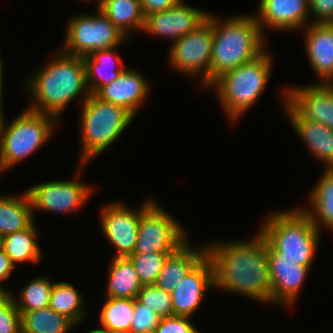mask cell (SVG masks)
I'll return each instance as SVG.
<instances>
[{"label":"cell","instance_id":"6da1fadb","mask_svg":"<svg viewBox=\"0 0 333 333\" xmlns=\"http://www.w3.org/2000/svg\"><path fill=\"white\" fill-rule=\"evenodd\" d=\"M205 246L214 268L215 289L271 303L268 245L260 233L245 242L214 241Z\"/></svg>","mask_w":333,"mask_h":333},{"label":"cell","instance_id":"7a4b0ae2","mask_svg":"<svg viewBox=\"0 0 333 333\" xmlns=\"http://www.w3.org/2000/svg\"><path fill=\"white\" fill-rule=\"evenodd\" d=\"M47 62L27 81V89L34 101L27 109L58 120L60 113L75 97L82 94L84 102L91 95L86 66L83 57L69 55L62 50Z\"/></svg>","mask_w":333,"mask_h":333},{"label":"cell","instance_id":"3957f363","mask_svg":"<svg viewBox=\"0 0 333 333\" xmlns=\"http://www.w3.org/2000/svg\"><path fill=\"white\" fill-rule=\"evenodd\" d=\"M219 19L212 15L210 84L223 73L253 61L266 51L265 35L254 14Z\"/></svg>","mask_w":333,"mask_h":333},{"label":"cell","instance_id":"277c9868","mask_svg":"<svg viewBox=\"0 0 333 333\" xmlns=\"http://www.w3.org/2000/svg\"><path fill=\"white\" fill-rule=\"evenodd\" d=\"M259 233L279 259L312 266L320 231L301 208L269 214Z\"/></svg>","mask_w":333,"mask_h":333},{"label":"cell","instance_id":"5b68a950","mask_svg":"<svg viewBox=\"0 0 333 333\" xmlns=\"http://www.w3.org/2000/svg\"><path fill=\"white\" fill-rule=\"evenodd\" d=\"M272 63V54L266 50L253 61L223 73L208 86L215 88L231 122L237 121L259 100L269 80Z\"/></svg>","mask_w":333,"mask_h":333},{"label":"cell","instance_id":"8992f818","mask_svg":"<svg viewBox=\"0 0 333 333\" xmlns=\"http://www.w3.org/2000/svg\"><path fill=\"white\" fill-rule=\"evenodd\" d=\"M82 103L79 163L87 165L123 134L134 116L124 107L103 101L95 94Z\"/></svg>","mask_w":333,"mask_h":333},{"label":"cell","instance_id":"52a82bcc","mask_svg":"<svg viewBox=\"0 0 333 333\" xmlns=\"http://www.w3.org/2000/svg\"><path fill=\"white\" fill-rule=\"evenodd\" d=\"M0 116V172L23 161L48 141L58 121L54 116L25 109L6 125ZM6 125V126H5Z\"/></svg>","mask_w":333,"mask_h":333},{"label":"cell","instance_id":"ba28073f","mask_svg":"<svg viewBox=\"0 0 333 333\" xmlns=\"http://www.w3.org/2000/svg\"><path fill=\"white\" fill-rule=\"evenodd\" d=\"M97 11V14H79L71 18L65 32V46L62 50L64 53L84 57L96 50L113 48L132 40L100 9Z\"/></svg>","mask_w":333,"mask_h":333},{"label":"cell","instance_id":"9c48e42d","mask_svg":"<svg viewBox=\"0 0 333 333\" xmlns=\"http://www.w3.org/2000/svg\"><path fill=\"white\" fill-rule=\"evenodd\" d=\"M212 14L188 34L172 42L169 52V65L186 76L199 74L203 89L210 85V60L212 55Z\"/></svg>","mask_w":333,"mask_h":333},{"label":"cell","instance_id":"30bf717a","mask_svg":"<svg viewBox=\"0 0 333 333\" xmlns=\"http://www.w3.org/2000/svg\"><path fill=\"white\" fill-rule=\"evenodd\" d=\"M187 238L180 223L154 201L141 215L132 254L172 253Z\"/></svg>","mask_w":333,"mask_h":333},{"label":"cell","instance_id":"8fae6325","mask_svg":"<svg viewBox=\"0 0 333 333\" xmlns=\"http://www.w3.org/2000/svg\"><path fill=\"white\" fill-rule=\"evenodd\" d=\"M84 166L86 164H79L73 180L42 182L27 189L33 214L36 209L65 214L82 209V205H85L93 192L92 187L79 180V174L84 170Z\"/></svg>","mask_w":333,"mask_h":333},{"label":"cell","instance_id":"7c38bea8","mask_svg":"<svg viewBox=\"0 0 333 333\" xmlns=\"http://www.w3.org/2000/svg\"><path fill=\"white\" fill-rule=\"evenodd\" d=\"M154 202L147 199L140 208L130 209L120 202L109 203L100 210L101 229L117 249L115 257L132 255L142 213Z\"/></svg>","mask_w":333,"mask_h":333},{"label":"cell","instance_id":"4fadbf2b","mask_svg":"<svg viewBox=\"0 0 333 333\" xmlns=\"http://www.w3.org/2000/svg\"><path fill=\"white\" fill-rule=\"evenodd\" d=\"M285 103L300 117L333 130V85L314 83L285 88Z\"/></svg>","mask_w":333,"mask_h":333},{"label":"cell","instance_id":"5bb4252c","mask_svg":"<svg viewBox=\"0 0 333 333\" xmlns=\"http://www.w3.org/2000/svg\"><path fill=\"white\" fill-rule=\"evenodd\" d=\"M181 0L170 9L145 15L144 33L171 38L172 42L196 29L209 13L189 6Z\"/></svg>","mask_w":333,"mask_h":333},{"label":"cell","instance_id":"9a60e30c","mask_svg":"<svg viewBox=\"0 0 333 333\" xmlns=\"http://www.w3.org/2000/svg\"><path fill=\"white\" fill-rule=\"evenodd\" d=\"M210 288H214V268L205 255L170 293L173 314L191 317L204 302L203 298Z\"/></svg>","mask_w":333,"mask_h":333},{"label":"cell","instance_id":"2e32d148","mask_svg":"<svg viewBox=\"0 0 333 333\" xmlns=\"http://www.w3.org/2000/svg\"><path fill=\"white\" fill-rule=\"evenodd\" d=\"M268 265L271 283V304L291 306L298 298L311 267L289 259H279L268 248Z\"/></svg>","mask_w":333,"mask_h":333},{"label":"cell","instance_id":"e0dca14e","mask_svg":"<svg viewBox=\"0 0 333 333\" xmlns=\"http://www.w3.org/2000/svg\"><path fill=\"white\" fill-rule=\"evenodd\" d=\"M257 22L261 30H299L310 24L309 0H259ZM306 25V26H305Z\"/></svg>","mask_w":333,"mask_h":333},{"label":"cell","instance_id":"ac0fdd59","mask_svg":"<svg viewBox=\"0 0 333 333\" xmlns=\"http://www.w3.org/2000/svg\"><path fill=\"white\" fill-rule=\"evenodd\" d=\"M148 84L139 71L126 68L116 80L103 86L95 95L103 101L124 107L135 117L150 91Z\"/></svg>","mask_w":333,"mask_h":333},{"label":"cell","instance_id":"d6986e66","mask_svg":"<svg viewBox=\"0 0 333 333\" xmlns=\"http://www.w3.org/2000/svg\"><path fill=\"white\" fill-rule=\"evenodd\" d=\"M304 31L307 57L321 79L319 83H333V28L327 23L310 22Z\"/></svg>","mask_w":333,"mask_h":333},{"label":"cell","instance_id":"ffe728a7","mask_svg":"<svg viewBox=\"0 0 333 333\" xmlns=\"http://www.w3.org/2000/svg\"><path fill=\"white\" fill-rule=\"evenodd\" d=\"M283 96V108L287 112L292 128L310 150L312 156L320 160L326 166L333 168V130L318 122L300 118L286 103L285 91Z\"/></svg>","mask_w":333,"mask_h":333},{"label":"cell","instance_id":"44dd1931","mask_svg":"<svg viewBox=\"0 0 333 333\" xmlns=\"http://www.w3.org/2000/svg\"><path fill=\"white\" fill-rule=\"evenodd\" d=\"M206 255V246L194 248L186 241L177 250L168 254L155 286L171 293L188 272Z\"/></svg>","mask_w":333,"mask_h":333},{"label":"cell","instance_id":"7402d4cb","mask_svg":"<svg viewBox=\"0 0 333 333\" xmlns=\"http://www.w3.org/2000/svg\"><path fill=\"white\" fill-rule=\"evenodd\" d=\"M117 48L118 46L96 50L83 57L86 66L87 86L91 94H96L103 86L116 80L126 69L123 60L116 51Z\"/></svg>","mask_w":333,"mask_h":333},{"label":"cell","instance_id":"603a6c76","mask_svg":"<svg viewBox=\"0 0 333 333\" xmlns=\"http://www.w3.org/2000/svg\"><path fill=\"white\" fill-rule=\"evenodd\" d=\"M33 222V209L26 191L20 196H0V239L24 230Z\"/></svg>","mask_w":333,"mask_h":333},{"label":"cell","instance_id":"cb8c5ba5","mask_svg":"<svg viewBox=\"0 0 333 333\" xmlns=\"http://www.w3.org/2000/svg\"><path fill=\"white\" fill-rule=\"evenodd\" d=\"M309 193L311 209L302 210L310 217L319 229V224H324L333 231V168H324V172Z\"/></svg>","mask_w":333,"mask_h":333},{"label":"cell","instance_id":"d4e9b609","mask_svg":"<svg viewBox=\"0 0 333 333\" xmlns=\"http://www.w3.org/2000/svg\"><path fill=\"white\" fill-rule=\"evenodd\" d=\"M143 287L128 257H114L108 270L105 297L136 299Z\"/></svg>","mask_w":333,"mask_h":333},{"label":"cell","instance_id":"484cf974","mask_svg":"<svg viewBox=\"0 0 333 333\" xmlns=\"http://www.w3.org/2000/svg\"><path fill=\"white\" fill-rule=\"evenodd\" d=\"M100 9L114 25L131 39L129 30L143 31L145 15L139 0H98Z\"/></svg>","mask_w":333,"mask_h":333},{"label":"cell","instance_id":"4316f807","mask_svg":"<svg viewBox=\"0 0 333 333\" xmlns=\"http://www.w3.org/2000/svg\"><path fill=\"white\" fill-rule=\"evenodd\" d=\"M34 223L35 221L24 230L0 239V246L15 267L26 261L38 265L41 260V250L36 240L38 233Z\"/></svg>","mask_w":333,"mask_h":333},{"label":"cell","instance_id":"83f0119b","mask_svg":"<svg viewBox=\"0 0 333 333\" xmlns=\"http://www.w3.org/2000/svg\"><path fill=\"white\" fill-rule=\"evenodd\" d=\"M82 295L73 284L54 282L49 307L78 325L86 317L87 312L83 308L84 297Z\"/></svg>","mask_w":333,"mask_h":333},{"label":"cell","instance_id":"f1b7e54d","mask_svg":"<svg viewBox=\"0 0 333 333\" xmlns=\"http://www.w3.org/2000/svg\"><path fill=\"white\" fill-rule=\"evenodd\" d=\"M21 325L22 333H68L76 326L50 307L24 312L21 315Z\"/></svg>","mask_w":333,"mask_h":333},{"label":"cell","instance_id":"f546056e","mask_svg":"<svg viewBox=\"0 0 333 333\" xmlns=\"http://www.w3.org/2000/svg\"><path fill=\"white\" fill-rule=\"evenodd\" d=\"M99 321L112 333H128L133 318L135 299L105 298Z\"/></svg>","mask_w":333,"mask_h":333},{"label":"cell","instance_id":"4dcf8cb0","mask_svg":"<svg viewBox=\"0 0 333 333\" xmlns=\"http://www.w3.org/2000/svg\"><path fill=\"white\" fill-rule=\"evenodd\" d=\"M54 282L47 277H37L21 290L14 302L20 314L49 307Z\"/></svg>","mask_w":333,"mask_h":333},{"label":"cell","instance_id":"1f68e13d","mask_svg":"<svg viewBox=\"0 0 333 333\" xmlns=\"http://www.w3.org/2000/svg\"><path fill=\"white\" fill-rule=\"evenodd\" d=\"M168 254L171 253L132 254L128 256L143 286L155 284Z\"/></svg>","mask_w":333,"mask_h":333},{"label":"cell","instance_id":"d6a6232c","mask_svg":"<svg viewBox=\"0 0 333 333\" xmlns=\"http://www.w3.org/2000/svg\"><path fill=\"white\" fill-rule=\"evenodd\" d=\"M136 299L161 318L174 315L170 293L157 288L155 285H144Z\"/></svg>","mask_w":333,"mask_h":333},{"label":"cell","instance_id":"836d02e7","mask_svg":"<svg viewBox=\"0 0 333 333\" xmlns=\"http://www.w3.org/2000/svg\"><path fill=\"white\" fill-rule=\"evenodd\" d=\"M21 314L14 295L6 288L0 289V333H21Z\"/></svg>","mask_w":333,"mask_h":333},{"label":"cell","instance_id":"e575fe53","mask_svg":"<svg viewBox=\"0 0 333 333\" xmlns=\"http://www.w3.org/2000/svg\"><path fill=\"white\" fill-rule=\"evenodd\" d=\"M161 317L154 311L148 309L135 299V307L133 311V318L130 325L129 333H145L155 331Z\"/></svg>","mask_w":333,"mask_h":333},{"label":"cell","instance_id":"d590c367","mask_svg":"<svg viewBox=\"0 0 333 333\" xmlns=\"http://www.w3.org/2000/svg\"><path fill=\"white\" fill-rule=\"evenodd\" d=\"M188 316L173 315L161 318L155 333H200Z\"/></svg>","mask_w":333,"mask_h":333},{"label":"cell","instance_id":"8d00e7d4","mask_svg":"<svg viewBox=\"0 0 333 333\" xmlns=\"http://www.w3.org/2000/svg\"><path fill=\"white\" fill-rule=\"evenodd\" d=\"M311 23H328L333 16V0H309Z\"/></svg>","mask_w":333,"mask_h":333},{"label":"cell","instance_id":"74e56055","mask_svg":"<svg viewBox=\"0 0 333 333\" xmlns=\"http://www.w3.org/2000/svg\"><path fill=\"white\" fill-rule=\"evenodd\" d=\"M144 15L170 9L177 5L181 0H139Z\"/></svg>","mask_w":333,"mask_h":333},{"label":"cell","instance_id":"f35d334b","mask_svg":"<svg viewBox=\"0 0 333 333\" xmlns=\"http://www.w3.org/2000/svg\"><path fill=\"white\" fill-rule=\"evenodd\" d=\"M15 266L12 264L10 258L7 256L4 249L0 246V282L7 280L12 271H14ZM1 284V283H0ZM0 289H4L0 285Z\"/></svg>","mask_w":333,"mask_h":333},{"label":"cell","instance_id":"ab89813d","mask_svg":"<svg viewBox=\"0 0 333 333\" xmlns=\"http://www.w3.org/2000/svg\"><path fill=\"white\" fill-rule=\"evenodd\" d=\"M2 58H1V53H0V103H2L3 101H1L2 100V85H3V66H2Z\"/></svg>","mask_w":333,"mask_h":333},{"label":"cell","instance_id":"60d3db41","mask_svg":"<svg viewBox=\"0 0 333 333\" xmlns=\"http://www.w3.org/2000/svg\"><path fill=\"white\" fill-rule=\"evenodd\" d=\"M87 333H112L110 332L108 329H105V328H97V329H93Z\"/></svg>","mask_w":333,"mask_h":333},{"label":"cell","instance_id":"b9f144b4","mask_svg":"<svg viewBox=\"0 0 333 333\" xmlns=\"http://www.w3.org/2000/svg\"><path fill=\"white\" fill-rule=\"evenodd\" d=\"M330 27L333 28V16L332 18L329 20V22L327 23Z\"/></svg>","mask_w":333,"mask_h":333},{"label":"cell","instance_id":"7bdbcfd3","mask_svg":"<svg viewBox=\"0 0 333 333\" xmlns=\"http://www.w3.org/2000/svg\"><path fill=\"white\" fill-rule=\"evenodd\" d=\"M3 109H2V103H0V116H1V114H2V111Z\"/></svg>","mask_w":333,"mask_h":333}]
</instances>
